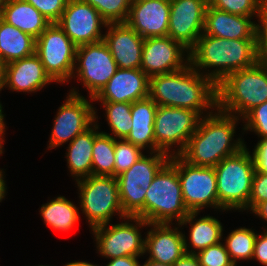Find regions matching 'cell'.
I'll use <instances>...</instances> for the list:
<instances>
[{"label": "cell", "mask_w": 267, "mask_h": 266, "mask_svg": "<svg viewBox=\"0 0 267 266\" xmlns=\"http://www.w3.org/2000/svg\"><path fill=\"white\" fill-rule=\"evenodd\" d=\"M149 97L158 105L187 108L200 116L218 107L217 85L189 63L183 69L149 78Z\"/></svg>", "instance_id": "cell-1"}, {"label": "cell", "mask_w": 267, "mask_h": 266, "mask_svg": "<svg viewBox=\"0 0 267 266\" xmlns=\"http://www.w3.org/2000/svg\"><path fill=\"white\" fill-rule=\"evenodd\" d=\"M204 118L201 117L197 130L190 137L185 149L179 156L194 166L215 167L224 158L236 154L245 147L244 141L234 140L238 116L216 108ZM234 140V142H231Z\"/></svg>", "instance_id": "cell-2"}, {"label": "cell", "mask_w": 267, "mask_h": 266, "mask_svg": "<svg viewBox=\"0 0 267 266\" xmlns=\"http://www.w3.org/2000/svg\"><path fill=\"white\" fill-rule=\"evenodd\" d=\"M189 60L198 72L213 68L204 75L218 85L229 74L258 62L257 39H224L203 33L189 51Z\"/></svg>", "instance_id": "cell-3"}, {"label": "cell", "mask_w": 267, "mask_h": 266, "mask_svg": "<svg viewBox=\"0 0 267 266\" xmlns=\"http://www.w3.org/2000/svg\"><path fill=\"white\" fill-rule=\"evenodd\" d=\"M217 92L221 111L244 117L267 101V65L257 62L252 67L229 74L217 85Z\"/></svg>", "instance_id": "cell-4"}, {"label": "cell", "mask_w": 267, "mask_h": 266, "mask_svg": "<svg viewBox=\"0 0 267 266\" xmlns=\"http://www.w3.org/2000/svg\"><path fill=\"white\" fill-rule=\"evenodd\" d=\"M219 205L224 210L248 209L255 173L253 155L246 146L215 167Z\"/></svg>", "instance_id": "cell-5"}, {"label": "cell", "mask_w": 267, "mask_h": 266, "mask_svg": "<svg viewBox=\"0 0 267 266\" xmlns=\"http://www.w3.org/2000/svg\"><path fill=\"white\" fill-rule=\"evenodd\" d=\"M189 213L185 206L177 169L168 161L154 176L145 195V221L181 222Z\"/></svg>", "instance_id": "cell-6"}, {"label": "cell", "mask_w": 267, "mask_h": 266, "mask_svg": "<svg viewBox=\"0 0 267 266\" xmlns=\"http://www.w3.org/2000/svg\"><path fill=\"white\" fill-rule=\"evenodd\" d=\"M143 155L128 170L117 176L119 197L126 216H137L145 220V195L154 176L169 161L170 155L153 152Z\"/></svg>", "instance_id": "cell-7"}, {"label": "cell", "mask_w": 267, "mask_h": 266, "mask_svg": "<svg viewBox=\"0 0 267 266\" xmlns=\"http://www.w3.org/2000/svg\"><path fill=\"white\" fill-rule=\"evenodd\" d=\"M77 182L80 206L87 217L91 229L108 224L113 214L119 213L125 219L117 177L90 175Z\"/></svg>", "instance_id": "cell-8"}, {"label": "cell", "mask_w": 267, "mask_h": 266, "mask_svg": "<svg viewBox=\"0 0 267 266\" xmlns=\"http://www.w3.org/2000/svg\"><path fill=\"white\" fill-rule=\"evenodd\" d=\"M169 162L177 169L183 200L189 212H200L206 206L224 210L218 202L214 167L191 165L179 155H171Z\"/></svg>", "instance_id": "cell-9"}, {"label": "cell", "mask_w": 267, "mask_h": 266, "mask_svg": "<svg viewBox=\"0 0 267 266\" xmlns=\"http://www.w3.org/2000/svg\"><path fill=\"white\" fill-rule=\"evenodd\" d=\"M77 46L57 23H51L35 40V54L53 81L67 82L75 76Z\"/></svg>", "instance_id": "cell-10"}, {"label": "cell", "mask_w": 267, "mask_h": 266, "mask_svg": "<svg viewBox=\"0 0 267 266\" xmlns=\"http://www.w3.org/2000/svg\"><path fill=\"white\" fill-rule=\"evenodd\" d=\"M201 117L187 108L158 106L153 127L156 146L169 155L171 146L179 144L177 152L170 156L179 155L197 130Z\"/></svg>", "instance_id": "cell-11"}, {"label": "cell", "mask_w": 267, "mask_h": 266, "mask_svg": "<svg viewBox=\"0 0 267 266\" xmlns=\"http://www.w3.org/2000/svg\"><path fill=\"white\" fill-rule=\"evenodd\" d=\"M119 224H104L91 229L95 234L97 249L105 258H119L124 256H142L145 254V239L141 238L138 227L149 226V223L137 216H127ZM135 222L131 224L128 221ZM135 225V226H134Z\"/></svg>", "instance_id": "cell-12"}, {"label": "cell", "mask_w": 267, "mask_h": 266, "mask_svg": "<svg viewBox=\"0 0 267 266\" xmlns=\"http://www.w3.org/2000/svg\"><path fill=\"white\" fill-rule=\"evenodd\" d=\"M77 64V65H76ZM78 66V67H76ZM74 71L87 88L91 100L118 70L108 46L103 40L77 46Z\"/></svg>", "instance_id": "cell-13"}, {"label": "cell", "mask_w": 267, "mask_h": 266, "mask_svg": "<svg viewBox=\"0 0 267 266\" xmlns=\"http://www.w3.org/2000/svg\"><path fill=\"white\" fill-rule=\"evenodd\" d=\"M95 108L75 89L59 107L55 117L48 148L58 147L90 128L95 123Z\"/></svg>", "instance_id": "cell-14"}, {"label": "cell", "mask_w": 267, "mask_h": 266, "mask_svg": "<svg viewBox=\"0 0 267 266\" xmlns=\"http://www.w3.org/2000/svg\"><path fill=\"white\" fill-rule=\"evenodd\" d=\"M57 24L76 46H80L103 40L100 29L108 23L86 1L68 0Z\"/></svg>", "instance_id": "cell-15"}, {"label": "cell", "mask_w": 267, "mask_h": 266, "mask_svg": "<svg viewBox=\"0 0 267 266\" xmlns=\"http://www.w3.org/2000/svg\"><path fill=\"white\" fill-rule=\"evenodd\" d=\"M208 0H170L168 35L189 51L203 34Z\"/></svg>", "instance_id": "cell-16"}, {"label": "cell", "mask_w": 267, "mask_h": 266, "mask_svg": "<svg viewBox=\"0 0 267 266\" xmlns=\"http://www.w3.org/2000/svg\"><path fill=\"white\" fill-rule=\"evenodd\" d=\"M184 51L187 52L186 60L182 57ZM189 61V50L169 36L144 39L140 69L149 78L183 69Z\"/></svg>", "instance_id": "cell-17"}, {"label": "cell", "mask_w": 267, "mask_h": 266, "mask_svg": "<svg viewBox=\"0 0 267 266\" xmlns=\"http://www.w3.org/2000/svg\"><path fill=\"white\" fill-rule=\"evenodd\" d=\"M170 0H132L126 23L142 38L167 36Z\"/></svg>", "instance_id": "cell-18"}, {"label": "cell", "mask_w": 267, "mask_h": 266, "mask_svg": "<svg viewBox=\"0 0 267 266\" xmlns=\"http://www.w3.org/2000/svg\"><path fill=\"white\" fill-rule=\"evenodd\" d=\"M106 27L108 31L104 34L103 41L118 68L139 69L144 38L127 23H109Z\"/></svg>", "instance_id": "cell-19"}, {"label": "cell", "mask_w": 267, "mask_h": 266, "mask_svg": "<svg viewBox=\"0 0 267 266\" xmlns=\"http://www.w3.org/2000/svg\"><path fill=\"white\" fill-rule=\"evenodd\" d=\"M147 97H149V77L140 68H118L93 101L133 103Z\"/></svg>", "instance_id": "cell-20"}, {"label": "cell", "mask_w": 267, "mask_h": 266, "mask_svg": "<svg viewBox=\"0 0 267 266\" xmlns=\"http://www.w3.org/2000/svg\"><path fill=\"white\" fill-rule=\"evenodd\" d=\"M53 82L39 57L33 55L4 65L0 90L4 87L18 92H35Z\"/></svg>", "instance_id": "cell-21"}, {"label": "cell", "mask_w": 267, "mask_h": 266, "mask_svg": "<svg viewBox=\"0 0 267 266\" xmlns=\"http://www.w3.org/2000/svg\"><path fill=\"white\" fill-rule=\"evenodd\" d=\"M151 228L145 238V253L150 254L149 260L173 265L185 254L183 233L179 227L171 228L168 223H149Z\"/></svg>", "instance_id": "cell-22"}, {"label": "cell", "mask_w": 267, "mask_h": 266, "mask_svg": "<svg viewBox=\"0 0 267 266\" xmlns=\"http://www.w3.org/2000/svg\"><path fill=\"white\" fill-rule=\"evenodd\" d=\"M251 17L221 11L208 4L203 33L224 39H257V23Z\"/></svg>", "instance_id": "cell-23"}, {"label": "cell", "mask_w": 267, "mask_h": 266, "mask_svg": "<svg viewBox=\"0 0 267 266\" xmlns=\"http://www.w3.org/2000/svg\"><path fill=\"white\" fill-rule=\"evenodd\" d=\"M158 105L150 98L131 103L132 127L126 140L144 149L149 147L151 153L162 152L155 143L154 120Z\"/></svg>", "instance_id": "cell-24"}, {"label": "cell", "mask_w": 267, "mask_h": 266, "mask_svg": "<svg viewBox=\"0 0 267 266\" xmlns=\"http://www.w3.org/2000/svg\"><path fill=\"white\" fill-rule=\"evenodd\" d=\"M1 18L35 39L51 24L25 0H3Z\"/></svg>", "instance_id": "cell-25"}, {"label": "cell", "mask_w": 267, "mask_h": 266, "mask_svg": "<svg viewBox=\"0 0 267 266\" xmlns=\"http://www.w3.org/2000/svg\"><path fill=\"white\" fill-rule=\"evenodd\" d=\"M199 212H189L187 216L178 223L179 227L187 223L190 224V243H187L186 236L184 237L186 254H196V250L199 252L211 245L218 244L222 238L223 226L220 221L212 216H204L196 220V216ZM196 220V221H195ZM195 221V222H194ZM194 250H188L190 246Z\"/></svg>", "instance_id": "cell-26"}, {"label": "cell", "mask_w": 267, "mask_h": 266, "mask_svg": "<svg viewBox=\"0 0 267 266\" xmlns=\"http://www.w3.org/2000/svg\"><path fill=\"white\" fill-rule=\"evenodd\" d=\"M35 40L0 18V61L3 65L33 55Z\"/></svg>", "instance_id": "cell-27"}, {"label": "cell", "mask_w": 267, "mask_h": 266, "mask_svg": "<svg viewBox=\"0 0 267 266\" xmlns=\"http://www.w3.org/2000/svg\"><path fill=\"white\" fill-rule=\"evenodd\" d=\"M94 145V125L69 142L67 163L76 181L92 175V149ZM79 177V178H78Z\"/></svg>", "instance_id": "cell-28"}, {"label": "cell", "mask_w": 267, "mask_h": 266, "mask_svg": "<svg viewBox=\"0 0 267 266\" xmlns=\"http://www.w3.org/2000/svg\"><path fill=\"white\" fill-rule=\"evenodd\" d=\"M40 212L45 224L58 231L71 230L79 220L78 208L64 196L42 205Z\"/></svg>", "instance_id": "cell-29"}, {"label": "cell", "mask_w": 267, "mask_h": 266, "mask_svg": "<svg viewBox=\"0 0 267 266\" xmlns=\"http://www.w3.org/2000/svg\"><path fill=\"white\" fill-rule=\"evenodd\" d=\"M98 126L95 122L94 145L92 149V175L114 177L115 138L109 133L98 132Z\"/></svg>", "instance_id": "cell-30"}, {"label": "cell", "mask_w": 267, "mask_h": 266, "mask_svg": "<svg viewBox=\"0 0 267 266\" xmlns=\"http://www.w3.org/2000/svg\"><path fill=\"white\" fill-rule=\"evenodd\" d=\"M256 237L253 230L245 227L233 230L226 237L225 247L234 265L237 260L252 259Z\"/></svg>", "instance_id": "cell-31"}, {"label": "cell", "mask_w": 267, "mask_h": 266, "mask_svg": "<svg viewBox=\"0 0 267 266\" xmlns=\"http://www.w3.org/2000/svg\"><path fill=\"white\" fill-rule=\"evenodd\" d=\"M105 107L106 119L114 138L126 139L132 127L131 103L100 101Z\"/></svg>", "instance_id": "cell-32"}, {"label": "cell", "mask_w": 267, "mask_h": 266, "mask_svg": "<svg viewBox=\"0 0 267 266\" xmlns=\"http://www.w3.org/2000/svg\"><path fill=\"white\" fill-rule=\"evenodd\" d=\"M109 23H126L132 0H84Z\"/></svg>", "instance_id": "cell-33"}, {"label": "cell", "mask_w": 267, "mask_h": 266, "mask_svg": "<svg viewBox=\"0 0 267 266\" xmlns=\"http://www.w3.org/2000/svg\"><path fill=\"white\" fill-rule=\"evenodd\" d=\"M211 7L240 16L260 18L267 7L266 0H208Z\"/></svg>", "instance_id": "cell-34"}, {"label": "cell", "mask_w": 267, "mask_h": 266, "mask_svg": "<svg viewBox=\"0 0 267 266\" xmlns=\"http://www.w3.org/2000/svg\"><path fill=\"white\" fill-rule=\"evenodd\" d=\"M142 150L126 139H120L118 141L115 139L114 177L119 176L137 162L144 155Z\"/></svg>", "instance_id": "cell-35"}, {"label": "cell", "mask_w": 267, "mask_h": 266, "mask_svg": "<svg viewBox=\"0 0 267 266\" xmlns=\"http://www.w3.org/2000/svg\"><path fill=\"white\" fill-rule=\"evenodd\" d=\"M195 256L201 266H236L230 260L226 247L221 242L196 252Z\"/></svg>", "instance_id": "cell-36"}, {"label": "cell", "mask_w": 267, "mask_h": 266, "mask_svg": "<svg viewBox=\"0 0 267 266\" xmlns=\"http://www.w3.org/2000/svg\"><path fill=\"white\" fill-rule=\"evenodd\" d=\"M242 118L247 121L244 131L249 129L261 138L267 137V101L250 110Z\"/></svg>", "instance_id": "cell-37"}, {"label": "cell", "mask_w": 267, "mask_h": 266, "mask_svg": "<svg viewBox=\"0 0 267 266\" xmlns=\"http://www.w3.org/2000/svg\"><path fill=\"white\" fill-rule=\"evenodd\" d=\"M32 4L50 23H57L61 18L68 0H25Z\"/></svg>", "instance_id": "cell-38"}, {"label": "cell", "mask_w": 267, "mask_h": 266, "mask_svg": "<svg viewBox=\"0 0 267 266\" xmlns=\"http://www.w3.org/2000/svg\"><path fill=\"white\" fill-rule=\"evenodd\" d=\"M264 201H267V173L255 170L248 210L250 209L251 211L258 203Z\"/></svg>", "instance_id": "cell-39"}, {"label": "cell", "mask_w": 267, "mask_h": 266, "mask_svg": "<svg viewBox=\"0 0 267 266\" xmlns=\"http://www.w3.org/2000/svg\"><path fill=\"white\" fill-rule=\"evenodd\" d=\"M257 24V59L259 63L267 65V7L258 19ZM260 25V26H259Z\"/></svg>", "instance_id": "cell-40"}, {"label": "cell", "mask_w": 267, "mask_h": 266, "mask_svg": "<svg viewBox=\"0 0 267 266\" xmlns=\"http://www.w3.org/2000/svg\"><path fill=\"white\" fill-rule=\"evenodd\" d=\"M252 155L255 162V170L267 173V137L258 141Z\"/></svg>", "instance_id": "cell-41"}, {"label": "cell", "mask_w": 267, "mask_h": 266, "mask_svg": "<svg viewBox=\"0 0 267 266\" xmlns=\"http://www.w3.org/2000/svg\"><path fill=\"white\" fill-rule=\"evenodd\" d=\"M252 259H257L260 264L267 266V229L263 234H257Z\"/></svg>", "instance_id": "cell-42"}, {"label": "cell", "mask_w": 267, "mask_h": 266, "mask_svg": "<svg viewBox=\"0 0 267 266\" xmlns=\"http://www.w3.org/2000/svg\"><path fill=\"white\" fill-rule=\"evenodd\" d=\"M138 256H124L111 259L106 266H141L137 260Z\"/></svg>", "instance_id": "cell-43"}, {"label": "cell", "mask_w": 267, "mask_h": 266, "mask_svg": "<svg viewBox=\"0 0 267 266\" xmlns=\"http://www.w3.org/2000/svg\"><path fill=\"white\" fill-rule=\"evenodd\" d=\"M172 266H201L195 254H185L178 259Z\"/></svg>", "instance_id": "cell-44"}, {"label": "cell", "mask_w": 267, "mask_h": 266, "mask_svg": "<svg viewBox=\"0 0 267 266\" xmlns=\"http://www.w3.org/2000/svg\"><path fill=\"white\" fill-rule=\"evenodd\" d=\"M251 211L252 213L267 221V201L258 203Z\"/></svg>", "instance_id": "cell-45"}, {"label": "cell", "mask_w": 267, "mask_h": 266, "mask_svg": "<svg viewBox=\"0 0 267 266\" xmlns=\"http://www.w3.org/2000/svg\"><path fill=\"white\" fill-rule=\"evenodd\" d=\"M2 170H0V202L3 200V198L5 197V193H6V184L4 181V175L2 174Z\"/></svg>", "instance_id": "cell-46"}, {"label": "cell", "mask_w": 267, "mask_h": 266, "mask_svg": "<svg viewBox=\"0 0 267 266\" xmlns=\"http://www.w3.org/2000/svg\"><path fill=\"white\" fill-rule=\"evenodd\" d=\"M2 110H3L2 104L0 103V136L3 138L4 131H5V123H4V114H2L3 113Z\"/></svg>", "instance_id": "cell-47"}, {"label": "cell", "mask_w": 267, "mask_h": 266, "mask_svg": "<svg viewBox=\"0 0 267 266\" xmlns=\"http://www.w3.org/2000/svg\"><path fill=\"white\" fill-rule=\"evenodd\" d=\"M65 266H98V265H93L89 262H85V261H75V262H70L65 264Z\"/></svg>", "instance_id": "cell-48"}, {"label": "cell", "mask_w": 267, "mask_h": 266, "mask_svg": "<svg viewBox=\"0 0 267 266\" xmlns=\"http://www.w3.org/2000/svg\"><path fill=\"white\" fill-rule=\"evenodd\" d=\"M141 266H172V265L163 264V263H159V262H155L153 260L147 259V261Z\"/></svg>", "instance_id": "cell-49"}, {"label": "cell", "mask_w": 267, "mask_h": 266, "mask_svg": "<svg viewBox=\"0 0 267 266\" xmlns=\"http://www.w3.org/2000/svg\"><path fill=\"white\" fill-rule=\"evenodd\" d=\"M3 68H4V65H3L2 62L0 61V83H1V80H2Z\"/></svg>", "instance_id": "cell-50"}, {"label": "cell", "mask_w": 267, "mask_h": 266, "mask_svg": "<svg viewBox=\"0 0 267 266\" xmlns=\"http://www.w3.org/2000/svg\"><path fill=\"white\" fill-rule=\"evenodd\" d=\"M3 142H4V140H3V138L0 136V155L3 153L2 151H3Z\"/></svg>", "instance_id": "cell-51"}, {"label": "cell", "mask_w": 267, "mask_h": 266, "mask_svg": "<svg viewBox=\"0 0 267 266\" xmlns=\"http://www.w3.org/2000/svg\"><path fill=\"white\" fill-rule=\"evenodd\" d=\"M2 3H3V0H0V18H1V12H2Z\"/></svg>", "instance_id": "cell-52"}]
</instances>
